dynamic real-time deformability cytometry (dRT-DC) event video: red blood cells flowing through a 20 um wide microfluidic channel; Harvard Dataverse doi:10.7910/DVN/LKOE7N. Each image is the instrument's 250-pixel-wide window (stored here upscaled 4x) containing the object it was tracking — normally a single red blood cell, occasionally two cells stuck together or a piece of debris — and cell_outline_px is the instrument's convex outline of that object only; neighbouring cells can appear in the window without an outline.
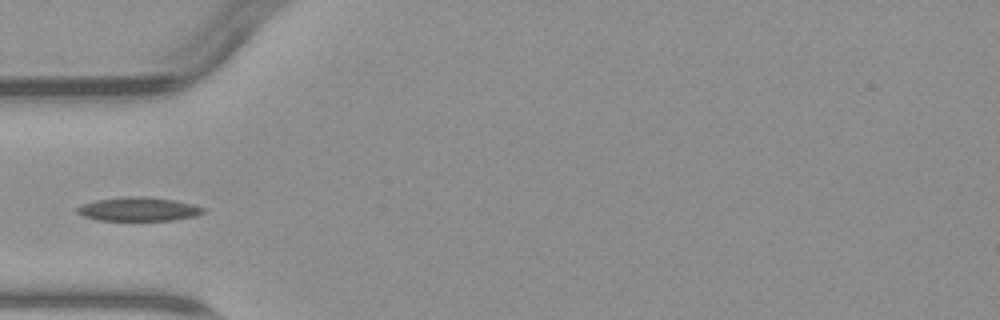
{"species": "common noctule bat (a hibernating species)", "species_latin": "Nyctalus noctula", "temperature_condition": "warm", "stored_images_in_passage": 4, "camera_frame_rate_fps": 3000, "um_per_image_px": 0.085, "animal": {"sex": "male", "body_mass_g": 23.1, "forearm_length_mm": 52.7}, "frame": {"image": 1, "passage_image": 4, "time_ms": 3.333, "image_size_px": [1000, 320], "cell_outline_px": [[208, 212], [196, 216], [172, 220], [96, 220], [84, 216], [76, 212], [76, 208], [84, 204], [96, 200], [128, 196], [140, 196], [172, 200], [192, 204], [204, 208]], "centroid_in_image_um": [11.79, 17.78], "position_along_channel_um": 73.2, "area_um2": 17.34}}